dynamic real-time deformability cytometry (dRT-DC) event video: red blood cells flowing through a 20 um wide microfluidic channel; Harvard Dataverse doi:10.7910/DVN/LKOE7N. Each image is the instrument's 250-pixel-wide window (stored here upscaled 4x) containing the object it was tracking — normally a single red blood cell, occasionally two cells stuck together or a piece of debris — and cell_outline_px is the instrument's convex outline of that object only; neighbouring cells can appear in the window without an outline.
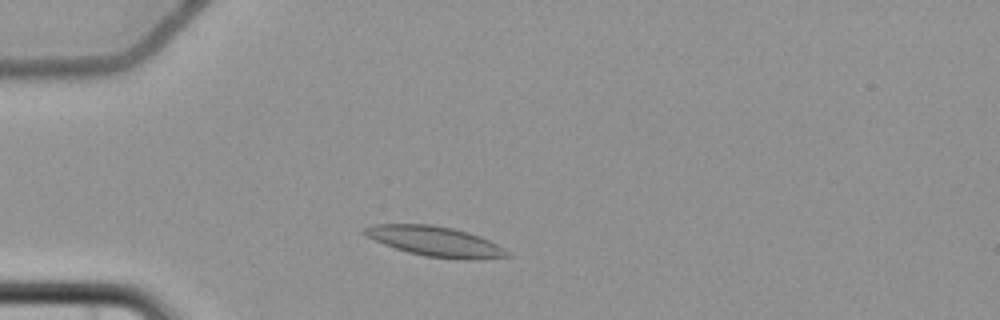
{"species": "common noctule bat (a hibernating species)", "species_latin": "Nyctalus noctula", "temperature_condition": "cold", "stored_images_in_passage": 5, "camera_frame_rate_fps": 3000, "um_per_image_px": 0.085, "animal": {"sex": "female", "body_mass_g": 22.7, "forearm_length_mm": 54.2}, "frame": {"image": 1, "passage_image": 2, "time_ms": 1.333, "image_size_px": [1000, 320], "cell_outline_px": [[512, 256], [468, 260], [464, 260], [424, 256], [408, 252], [384, 244], [364, 236], [364, 228], [372, 224], [432, 224], [452, 228], [468, 232], [480, 236], [504, 248]], "centroid_in_image_um": [36.98, 20.51], "position_along_channel_um": 48.0, "area_um2": 24.91}}
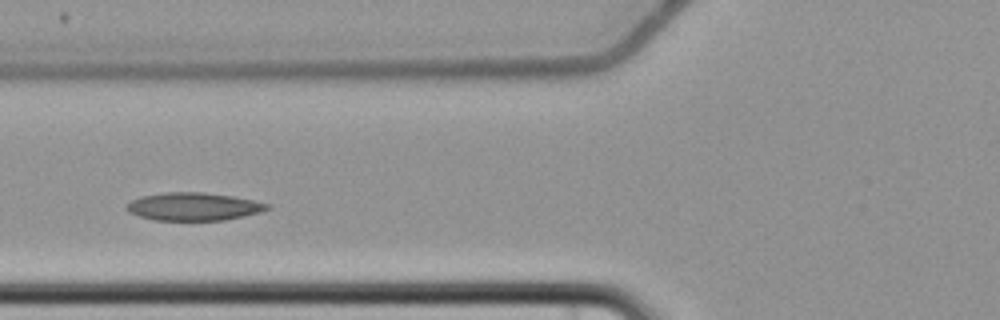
{"frame": {"image": 2, "passage_image": 4, "time_ms": 3.667, "image_size_px": [1000, 320], "cell_outline_px": [[272, 208], [260, 212], [244, 216], [224, 220], [156, 220], [140, 216], [128, 212], [124, 208], [124, 204], [140, 196], [164, 192], [204, 192], [232, 196], [252, 200], [268, 204]], "centroid_in_image_um": [16.41, 17.55], "position_along_channel_um": 109.4, "area_um2": 22.95}}
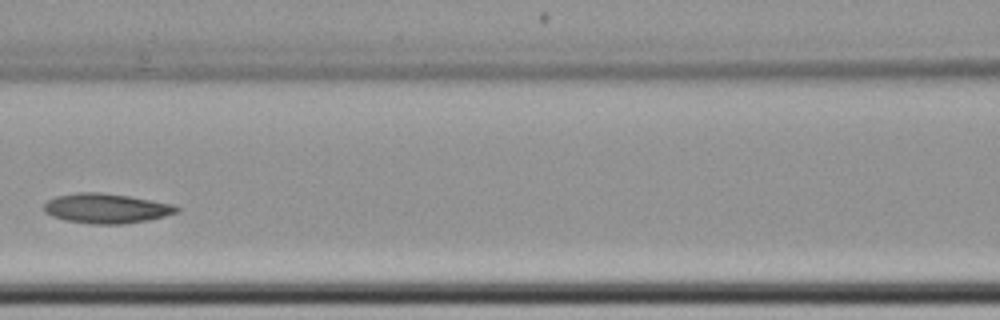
{"frame": {"image": 3, "passage_image": 5, "time_ms": 5.0, "image_size_px": [1000, 320], "cell_outline_px": [[180, 212], [148, 220], [124, 224], [92, 224], [64, 220], [52, 216], [44, 212], [44, 204], [48, 200], [56, 196], [76, 192], [104, 192], [152, 200], [172, 204], [180, 208]], "centroid_in_image_um": [9.03, 17.71], "position_along_channel_um": 157.6, "area_um2": 23.18}}